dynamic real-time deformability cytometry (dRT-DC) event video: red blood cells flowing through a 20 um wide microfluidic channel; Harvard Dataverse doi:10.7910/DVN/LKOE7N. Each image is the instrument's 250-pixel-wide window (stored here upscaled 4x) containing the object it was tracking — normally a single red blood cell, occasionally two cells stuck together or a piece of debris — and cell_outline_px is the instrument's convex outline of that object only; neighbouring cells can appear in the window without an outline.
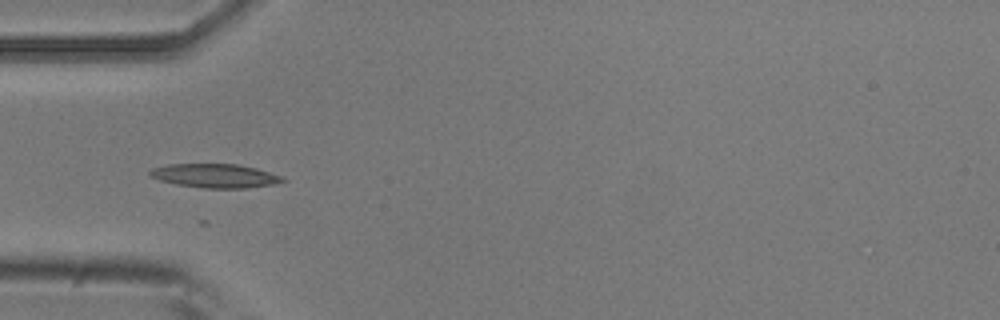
{"species": "common noctule bat (a hibernating species)", "species_latin": "Nyctalus noctula", "temperature_condition": "room temperature", "stored_images_in_passage": 8, "camera_frame_rate_fps": 3000, "um_per_image_px": 0.085, "animal": {"sex": "male", "body_mass_g": 20.5, "forearm_length_mm": 52.5}, "frame": {"image": 1, "passage_image": 5, "time_ms": 1.333, "image_size_px": [1000, 320], "cell_outline_px": [[288, 180], [276, 184], [244, 188], [204, 188], [176, 184], [160, 180], [152, 176], [148, 172], [152, 168], [168, 164], [236, 164], [256, 168], [284, 176]], "centroid_in_image_um": [18.34, 14.94], "position_along_channel_um": 66.7, "area_um2": 18.5}}
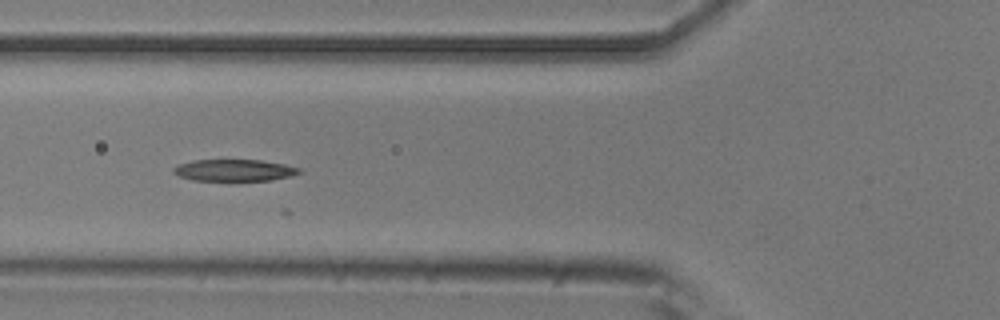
{"frame": {"image": 2, "passage_image": 6, "time_ms": 1.667, "image_size_px": [1000, 320], "cell_outline_px": [[300, 172], [292, 176], [272, 180], [192, 180], [180, 176], [172, 172], [172, 168], [176, 164], [196, 160], [260, 160], [284, 164], [300, 168]], "centroid_in_image_um": [19.89, 14.46], "position_along_channel_um": 105.9, "area_um2": 15.84}}
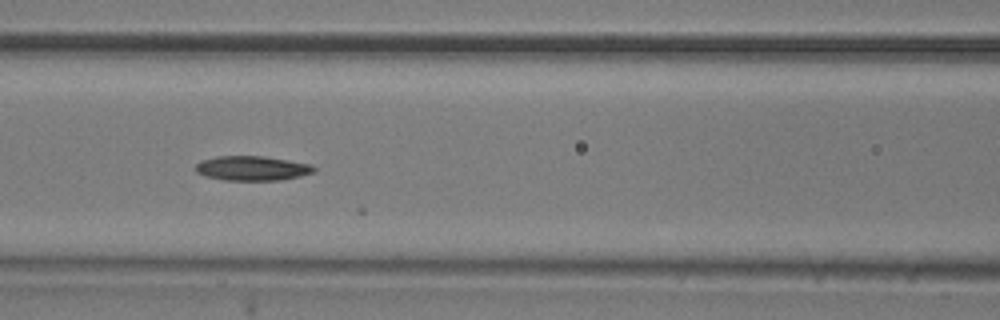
{"frame": {"image": 3, "passage_image": 7, "time_ms": 2.0, "image_size_px": [1000, 320], "cell_outline_px": [[316, 172], [300, 176], [280, 180], [224, 180], [204, 176], [196, 172], [196, 164], [200, 160], [216, 156], [264, 156], [312, 164], [316, 168]], "centroid_in_image_um": [21.44, 14.3], "position_along_channel_um": 145.2, "area_um2": 17.11}}